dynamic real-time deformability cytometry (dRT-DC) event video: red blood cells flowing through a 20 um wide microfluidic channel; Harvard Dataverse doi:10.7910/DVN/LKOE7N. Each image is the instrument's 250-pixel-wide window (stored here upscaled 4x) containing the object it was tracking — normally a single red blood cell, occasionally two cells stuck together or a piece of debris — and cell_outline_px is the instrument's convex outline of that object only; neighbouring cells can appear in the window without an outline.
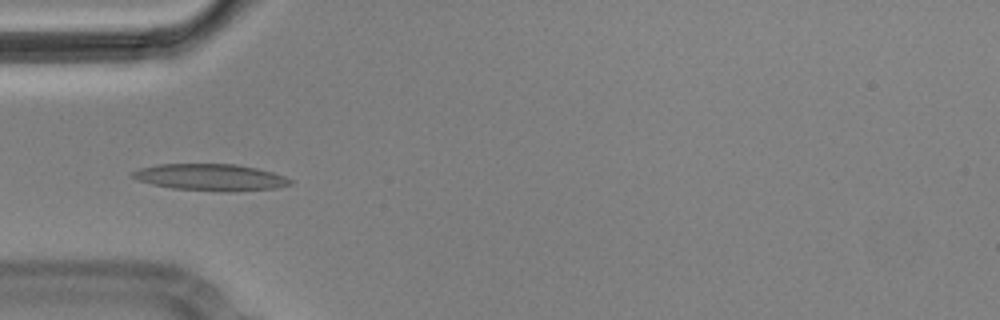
{"species": "Egyptian fruit bat (a non-hibernating species)", "species_latin": "Rousettus aegyptiacus", "temperature_condition": "cold", "stored_images_in_passage": 8, "camera_frame_rate_fps": 3000, "um_per_image_px": 0.085, "animal": {"sex": "male"}, "frame": {"image": 1, "passage_image": 2, "time_ms": 0.333, "image_size_px": [1000, 320], "cell_outline_px": [[292, 184], [276, 188], [232, 192], [224, 192], [172, 188], [152, 184], [136, 180], [132, 176], [132, 172], [140, 168], [156, 164], [236, 164], [256, 168], [272, 172], [284, 176], [292, 180]], "centroid_in_image_um": [17.9, 15.07], "position_along_channel_um": 67.1, "area_um2": 24.62}}
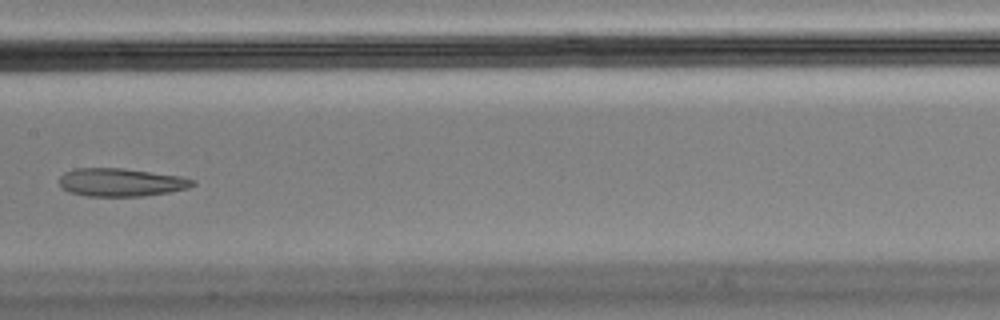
{"frame": {"image": 2, "passage_image": 5, "time_ms": 1.333, "image_size_px": [1000, 320], "cell_outline_px": [[196, 184], [188, 188], [168, 192], [144, 196], [84, 196], [68, 192], [60, 184], [60, 176], [64, 172], [72, 168], [120, 168], [180, 176], [196, 180]], "centroid_in_image_um": [10.27, 15.5], "position_along_channel_um": 197.1, "area_um2": 21.85}}